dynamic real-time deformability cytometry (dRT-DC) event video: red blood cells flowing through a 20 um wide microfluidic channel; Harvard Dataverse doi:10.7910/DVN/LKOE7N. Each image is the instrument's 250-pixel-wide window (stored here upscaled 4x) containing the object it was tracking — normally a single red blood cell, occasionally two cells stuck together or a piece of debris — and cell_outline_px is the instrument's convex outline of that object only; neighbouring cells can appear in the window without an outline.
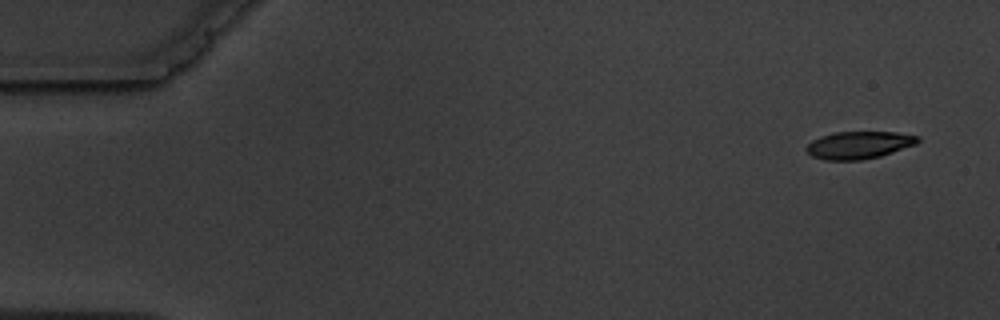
{"species": "common noctule bat (a hibernating species)", "species_latin": "Nyctalus noctula", "temperature_condition": "warm", "stored_images_in_passage": 5, "camera_frame_rate_fps": 3000, "um_per_image_px": 0.085, "animal": {"sex": "male", "body_mass_g": 19.5, "forearm_length_mm": 54.6}, "frame": {"image": 1, "passage_image": 1, "time_ms": 0.0, "image_size_px": [1000, 320], "cell_outline_px": [[920, 140], [916, 144], [880, 156], [860, 160], [824, 160], [812, 156], [804, 148], [812, 140], [820, 136], [836, 132], [896, 132], [920, 136]], "centroid_in_image_um": [73.0, 12.32], "position_along_channel_um": 12.0, "area_um2": 17.8}}
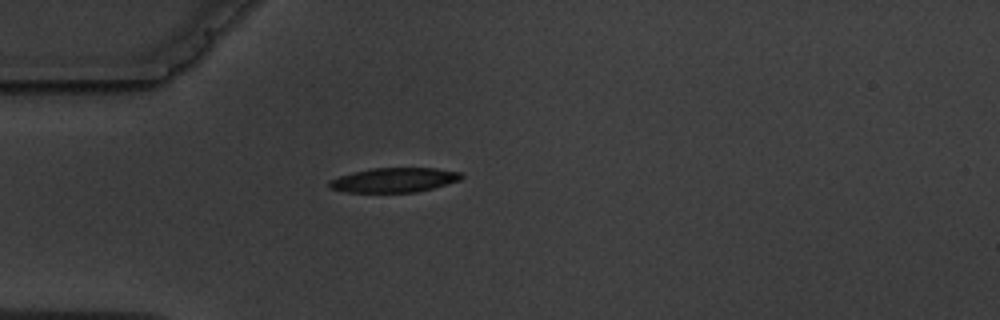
{"frame": {"image": 2, "passage_image": 4, "time_ms": 4.333, "image_size_px": [1000, 320], "cell_outline_px": [[464, 176], [460, 180], [432, 188], [416, 192], [348, 192], [328, 188], [328, 180], [340, 176], [372, 168], [436, 168], [460, 172]], "centroid_in_image_um": [33.5, 15.3], "position_along_channel_um": 51.5, "area_um2": 18.73}}